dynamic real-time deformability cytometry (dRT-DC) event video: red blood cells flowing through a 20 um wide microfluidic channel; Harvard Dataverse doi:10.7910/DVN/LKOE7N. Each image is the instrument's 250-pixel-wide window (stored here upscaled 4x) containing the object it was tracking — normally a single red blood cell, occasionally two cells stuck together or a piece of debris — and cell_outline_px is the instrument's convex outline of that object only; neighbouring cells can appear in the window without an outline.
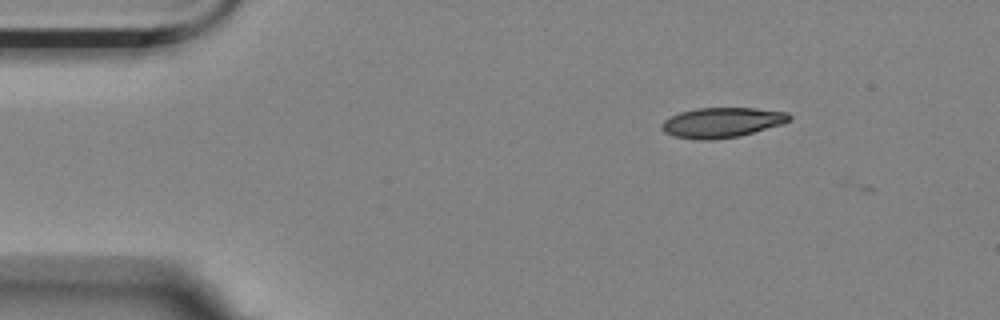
{"species": "Egyptian fruit bat (a non-hibernating species)", "species_latin": "Rousettus aegyptiacus", "temperature_condition": "room temperature", "stored_images_in_passage": 3, "camera_frame_rate_fps": 3000, "um_per_image_px": 0.085, "animal": {"sex": "female"}, "frame": {"image": 1, "passage_image": 2, "time_ms": 0.333, "image_size_px": [1000, 320], "cell_outline_px": [[792, 120], [784, 124], [740, 136], [712, 140], [700, 140], [672, 136], [664, 132], [660, 124], [664, 120], [680, 112], [696, 108], [756, 108], [788, 112], [792, 116]], "centroid_in_image_um": [61.4, 10.42], "position_along_channel_um": 23.6, "area_um2": 22.6}}